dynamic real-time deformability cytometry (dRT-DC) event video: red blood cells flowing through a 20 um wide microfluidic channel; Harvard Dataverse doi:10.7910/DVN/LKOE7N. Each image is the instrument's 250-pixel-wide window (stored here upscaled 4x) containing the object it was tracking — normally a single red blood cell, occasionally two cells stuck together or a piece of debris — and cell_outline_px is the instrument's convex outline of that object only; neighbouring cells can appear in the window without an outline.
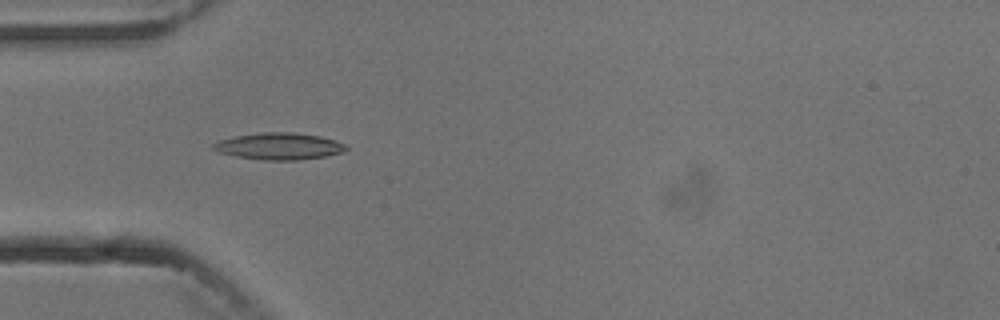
{"species": "common noctule bat (a hibernating species)", "species_latin": "Nyctalus noctula", "temperature_condition": "cold", "stored_images_in_passage": 6, "camera_frame_rate_fps": 3000, "um_per_image_px": 0.085, "animal": {"sex": "male", "body_mass_g": 13.3}, "frame": {"image": 1, "passage_image": 5, "time_ms": 5.333, "image_size_px": [1000, 320], "cell_outline_px": [[348, 148], [344, 152], [324, 156], [296, 160], [264, 160], [236, 156], [220, 152], [212, 148], [212, 144], [220, 140], [236, 136], [264, 132], [292, 132], [320, 136], [344, 144]], "centroid_in_image_um": [23.72, 12.43], "position_along_channel_um": 61.3, "area_um2": 20.4}}
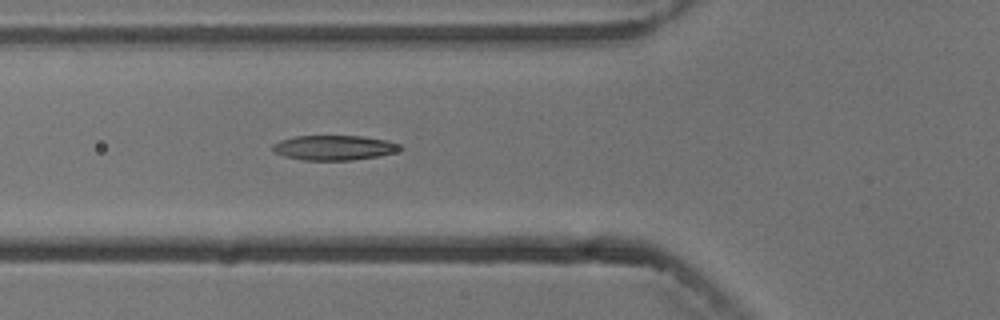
{"frame": {"image": 2, "passage_image": 6, "time_ms": 6.333, "image_size_px": [1000, 320], "cell_outline_px": [[404, 148], [396, 152], [380, 156], [352, 160], [304, 160], [284, 156], [272, 152], [272, 144], [280, 140], [296, 136], [360, 136], [388, 140], [400, 144]], "centroid_in_image_um": [28.41, 12.55], "position_along_channel_um": 97.4, "area_um2": 18.61}}